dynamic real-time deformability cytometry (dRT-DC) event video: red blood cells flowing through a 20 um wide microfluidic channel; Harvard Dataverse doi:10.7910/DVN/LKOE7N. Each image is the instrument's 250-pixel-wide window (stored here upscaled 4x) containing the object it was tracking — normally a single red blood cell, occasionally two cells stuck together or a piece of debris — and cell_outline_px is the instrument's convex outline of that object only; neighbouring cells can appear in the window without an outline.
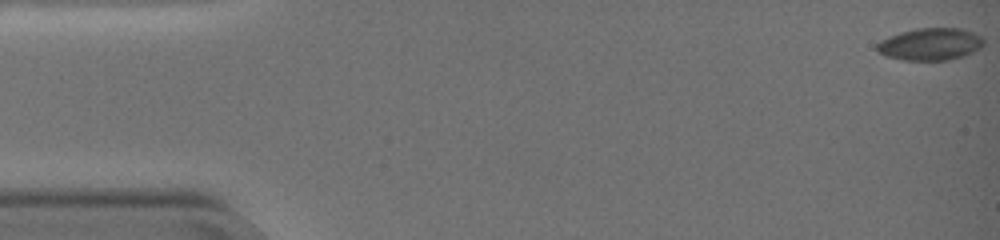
{"species": "common noctule bat (a hibernating species)", "species_latin": "Nyctalus noctula", "temperature_condition": "warm", "stored_images_in_passage": 54, "camera_frame_rate_fps": 3000, "um_per_image_px": 0.085, "animal": {"sex": "female", "body_mass_g": 19.0, "forearm_length_mm": 51.5}, "frame": {"image": 1, "passage_image": 1, "time_ms": 0.0, "image_size_px": [1000, 240], "cell_outline_px": [[984, 44], [980, 48], [964, 56], [948, 60], [904, 60], [884, 56], [876, 52], [876, 44], [880, 40], [888, 36], [900, 32], [916, 28], [960, 28], [984, 36]], "centroid_in_image_um": [79.06, 3.75], "position_along_channel_um": 5.9, "area_um2": 20.35}}
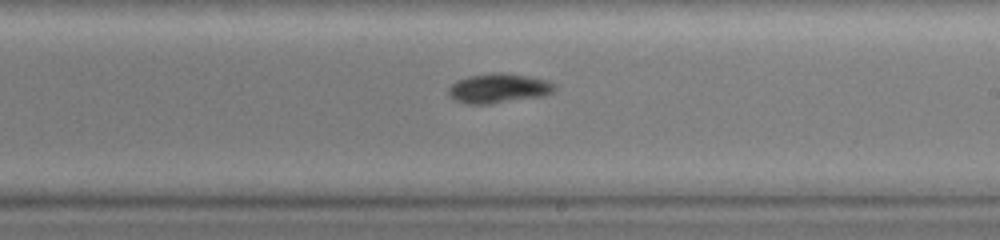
{"frame": {"image": 2, "passage_image": 36, "time_ms": 11.667, "image_size_px": [1000, 240], "cell_outline_px": [[556, 88], [552, 92], [544, 96], [488, 104], [468, 104], [452, 100], [448, 92], [448, 88], [456, 80], [468, 76], [528, 76], [548, 80], [556, 84]], "centroid_in_image_um": [42.37, 7.57], "position_along_channel_um": 246.6, "area_um2": 17.51}}
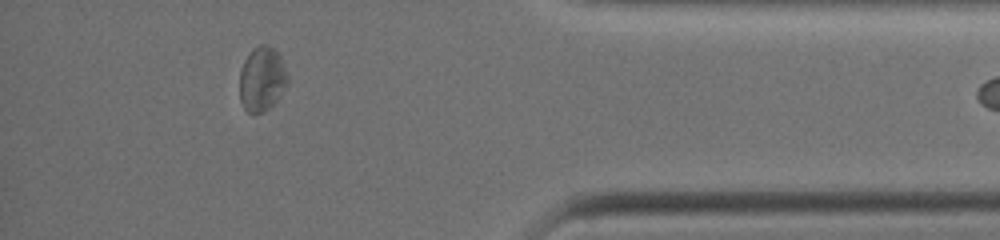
{"frame": {"image": 3, "passage_image": 53, "time_ms": 17.333, "image_size_px": [1000, 240], "cell_outline_px": [[288, 84], [280, 96], [268, 108], [252, 116], [244, 108], [240, 100], [240, 72], [244, 60], [252, 48], [260, 44], [268, 44], [280, 56], [288, 76]], "centroid_in_image_um": [22.26, 6.72], "position_along_channel_um": 412.9, "area_um2": 18.09}}